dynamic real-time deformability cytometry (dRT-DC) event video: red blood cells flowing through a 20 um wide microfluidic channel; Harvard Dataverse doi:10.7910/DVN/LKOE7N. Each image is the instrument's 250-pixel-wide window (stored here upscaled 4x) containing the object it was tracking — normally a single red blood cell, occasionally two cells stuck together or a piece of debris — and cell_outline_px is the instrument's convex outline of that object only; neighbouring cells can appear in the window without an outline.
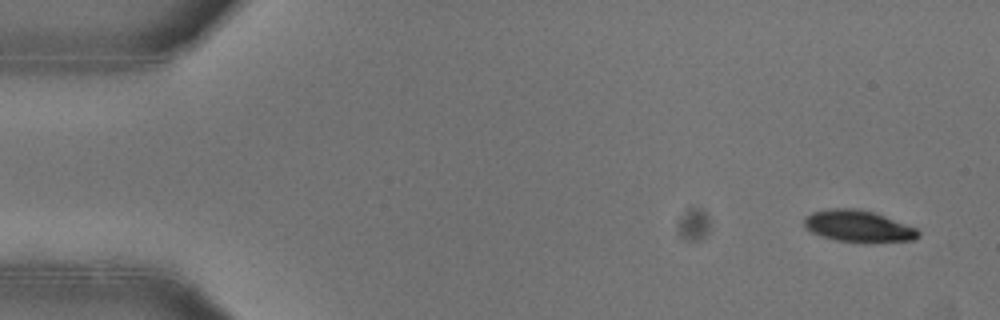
{"species": "common noctule bat (a hibernating species)", "species_latin": "Nyctalus noctula", "temperature_condition": "warm", "stored_images_in_passage": 52, "camera_frame_rate_fps": 3000, "um_per_image_px": 0.085, "animal": {"sex": "female"}, "frame": {"image": 1, "passage_image": 3, "time_ms": 0.667, "image_size_px": [1000, 320], "cell_outline_px": [[920, 236], [912, 240], [868, 244], [864, 244], [836, 240], [820, 236], [812, 232], [804, 224], [804, 220], [812, 212], [832, 208], [856, 208], [876, 212], [916, 228], [920, 232]], "centroid_in_image_um": [73.01, 19.25], "position_along_channel_um": 12.0, "area_um2": 21.44}}
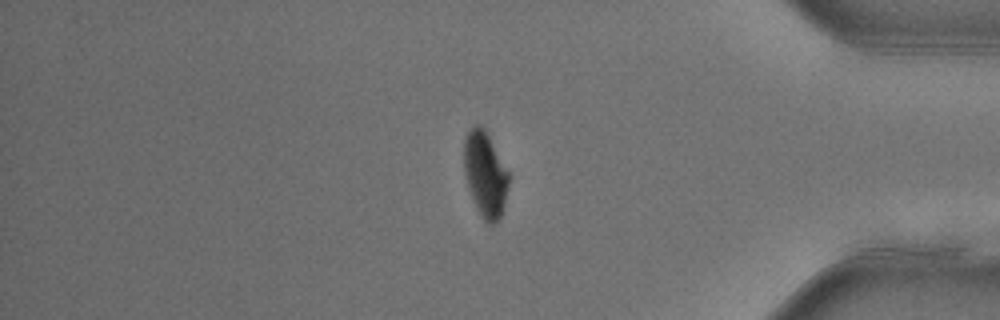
{"frame": {"image": 2, "passage_image": 44, "time_ms": 14.333, "image_size_px": [1000, 320], "cell_outline_px": [[508, 188], [504, 208], [496, 224], [488, 224], [480, 216], [476, 208], [468, 188], [464, 172], [464, 140], [468, 132], [476, 124], [480, 124], [484, 128], [508, 172]], "centroid_in_image_um": [41.23, 14.86], "position_along_channel_um": 394.0, "area_um2": 22.08}}
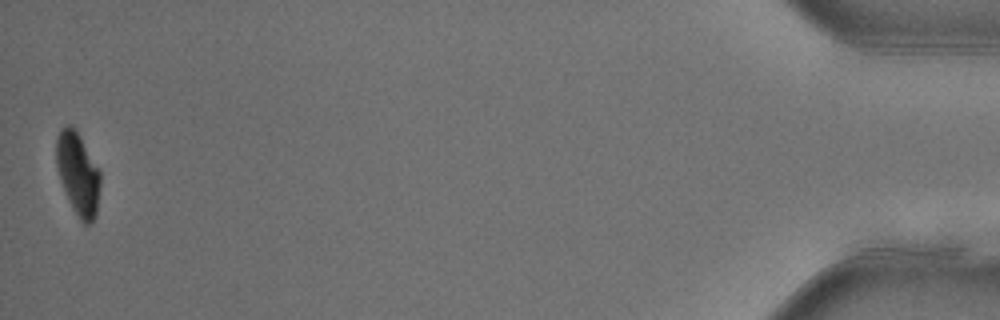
{"frame": {"image": 3, "passage_image": 52, "time_ms": 17.0, "image_size_px": [1000, 320], "cell_outline_px": [[100, 184], [96, 216], [92, 224], [84, 224], [80, 220], [72, 208], [68, 200], [60, 180], [56, 164], [56, 136], [60, 128], [68, 124], [76, 132], [100, 168]], "centroid_in_image_um": [6.62, 14.8], "position_along_channel_um": 428.6, "area_um2": 21.21}, "authors_computed_cell_mechanics": {"area_um2": 23.7847, "velocity_mm_per_s": 3.9414, "shape_relaxation_time_tau1_ms": 4.4471, "shape_relaxation_time_tau2_ms": 2.7076, "deformation_change_tau1": 0.1603, "deformation_change_tau2": 0.0373}}